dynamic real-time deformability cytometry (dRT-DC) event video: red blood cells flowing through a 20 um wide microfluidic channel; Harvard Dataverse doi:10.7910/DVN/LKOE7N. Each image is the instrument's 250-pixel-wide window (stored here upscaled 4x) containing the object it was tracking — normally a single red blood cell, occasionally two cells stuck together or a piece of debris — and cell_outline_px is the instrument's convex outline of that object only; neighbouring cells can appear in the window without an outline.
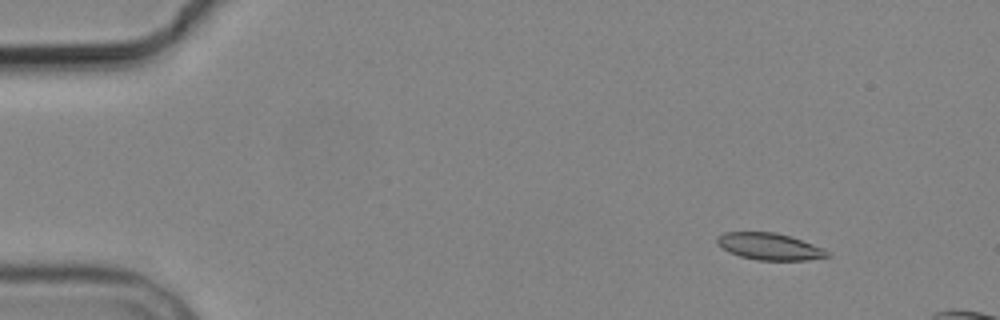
{"species": "common noctule bat (a hibernating species)", "species_latin": "Nyctalus noctula", "temperature_condition": "cold", "stored_images_in_passage": 5, "camera_frame_rate_fps": 3000, "um_per_image_px": 0.085, "animal": {"sex": "male", "body_mass_g": 19.2, "forearm_length_mm": 51.8}, "frame": {"image": 1, "passage_image": 2, "time_ms": 1.333, "image_size_px": [1000, 320], "cell_outline_px": [[832, 256], [808, 260], [756, 260], [740, 256], [728, 252], [716, 244], [716, 236], [724, 232], [776, 232], [792, 236], [824, 248]], "centroid_in_image_um": [65.4, 20.94], "position_along_channel_um": 19.6, "area_um2": 17.51}}